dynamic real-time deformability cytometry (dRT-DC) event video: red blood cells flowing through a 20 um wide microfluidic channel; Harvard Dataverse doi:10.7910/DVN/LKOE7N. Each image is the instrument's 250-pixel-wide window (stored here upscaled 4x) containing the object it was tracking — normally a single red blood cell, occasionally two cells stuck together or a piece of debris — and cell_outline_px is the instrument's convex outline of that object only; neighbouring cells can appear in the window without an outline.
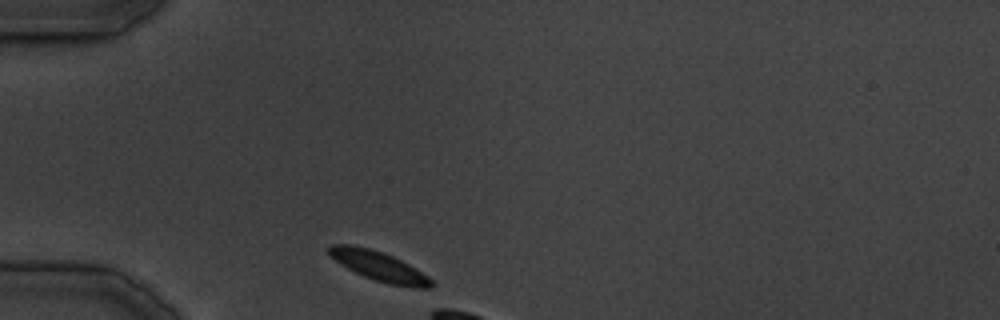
{"species": "common noctule bat (a hibernating species)", "species_latin": "Nyctalus noctula", "temperature_condition": "cold", "stored_images_in_passage": 5, "camera_frame_rate_fps": 3000, "um_per_image_px": 0.085, "animal": {"sex": "male", "body_mass_g": 19.5, "forearm_length_mm": 54.6}, "frame": {"image": 1, "passage_image": 1, "time_ms": 0.0, "image_size_px": [1000, 320], "cell_outline_px": [[436, 284], [432, 288], [412, 288], [388, 284], [364, 276], [340, 264], [328, 256], [328, 248], [332, 244], [352, 244], [384, 252], [416, 268], [428, 276]], "centroid_in_image_um": [32.23, 22.63], "position_along_channel_um": 52.8, "area_um2": 17.8}}